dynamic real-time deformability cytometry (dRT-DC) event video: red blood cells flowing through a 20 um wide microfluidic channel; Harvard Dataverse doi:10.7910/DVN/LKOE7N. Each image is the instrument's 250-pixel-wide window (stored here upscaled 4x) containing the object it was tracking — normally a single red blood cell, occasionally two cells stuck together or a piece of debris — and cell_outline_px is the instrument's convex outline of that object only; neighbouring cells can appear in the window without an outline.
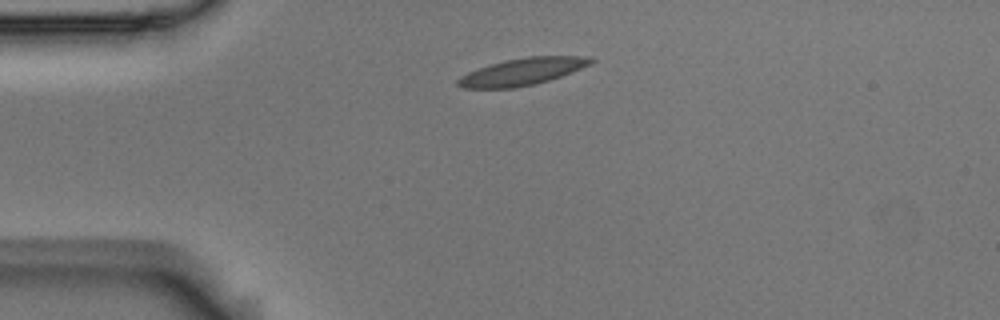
{"species": "Egyptian fruit bat (a non-hibernating species)", "species_latin": "Rousettus aegyptiacus", "temperature_condition": "room temperature", "stored_images_in_passage": 3, "camera_frame_rate_fps": 3000, "um_per_image_px": 0.085, "animal": {"sex": "male"}, "frame": {"image": 1, "passage_image": 1, "time_ms": 0.0, "image_size_px": [1000, 320], "cell_outline_px": [[596, 60], [592, 64], [572, 72], [536, 84], [512, 88], [464, 88], [456, 84], [456, 80], [460, 76], [468, 72], [504, 60], [528, 56], [592, 56]], "centroid_in_image_um": [44.44, 6.08], "position_along_channel_um": 40.6, "area_um2": 20.98}}
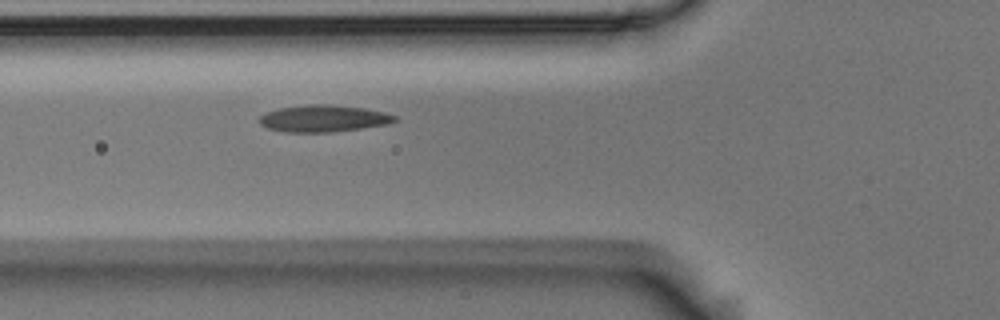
{"frame": {"image": 2, "passage_image": 3, "time_ms": 0.667, "image_size_px": [1000, 320], "cell_outline_px": [[396, 120], [388, 124], [332, 132], [284, 132], [268, 128], [260, 124], [260, 116], [268, 112], [280, 108], [308, 104], [332, 104], [364, 108], [384, 112], [396, 116]], "centroid_in_image_um": [27.5, 10.07], "position_along_channel_um": 98.3, "area_um2": 21.04}}